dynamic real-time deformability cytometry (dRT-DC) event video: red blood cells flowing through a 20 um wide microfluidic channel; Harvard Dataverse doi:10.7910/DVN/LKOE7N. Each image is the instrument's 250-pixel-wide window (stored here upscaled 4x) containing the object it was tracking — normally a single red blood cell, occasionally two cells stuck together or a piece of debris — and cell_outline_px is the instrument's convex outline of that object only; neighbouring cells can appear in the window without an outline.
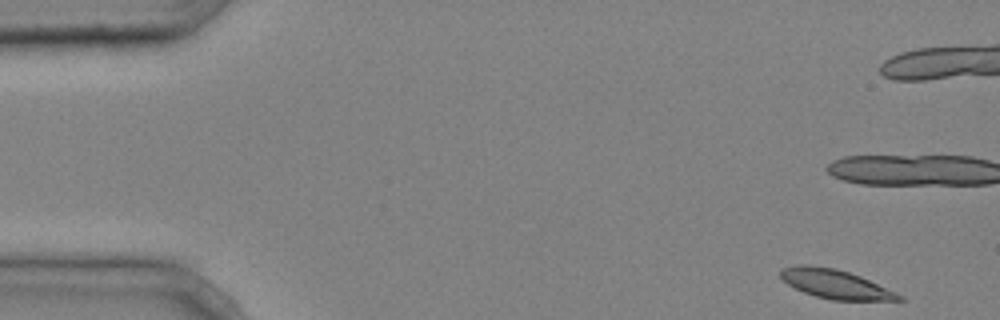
{"species": "common noctule bat (a hibernating species)", "species_latin": "Nyctalus noctula", "temperature_condition": "cold", "stored_images_in_passage": 5, "camera_frame_rate_fps": 3000, "um_per_image_px": 0.085, "animal": {"sex": "male", "body_mass_g": 20.4}, "frame": {"image": 1, "passage_image": 1, "time_ms": 0.0, "image_size_px": [1000, 320], "cell_outline_px": [[908, 300], [832, 300], [816, 296], [804, 292], [788, 284], [780, 276], [780, 268], [796, 264], [808, 264], [836, 268], [860, 276], [896, 292], [904, 296]], "centroid_in_image_um": [71.0, 24.13], "position_along_channel_um": 14.0, "area_um2": 20.06}}